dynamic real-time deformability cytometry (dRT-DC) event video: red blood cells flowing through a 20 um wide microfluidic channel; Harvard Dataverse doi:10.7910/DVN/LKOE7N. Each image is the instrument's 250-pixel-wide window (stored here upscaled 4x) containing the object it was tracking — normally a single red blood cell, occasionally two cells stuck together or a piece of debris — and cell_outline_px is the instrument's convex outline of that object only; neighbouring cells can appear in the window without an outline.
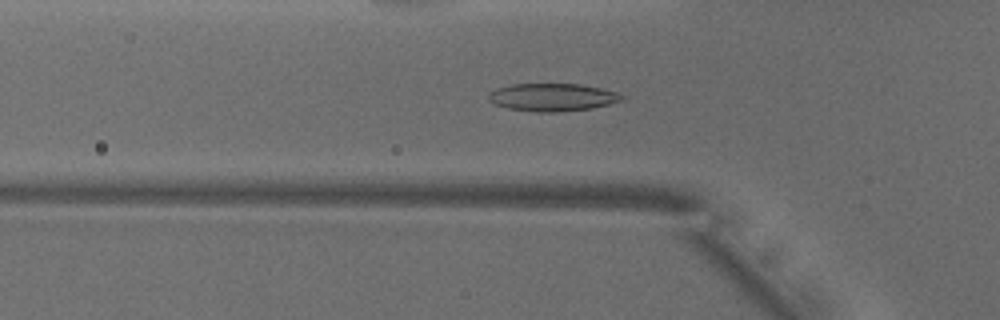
{"species": "common noctule bat (a hibernating species)", "species_latin": "Nyctalus noctula", "temperature_condition": "warm", "stored_images_in_passage": 39, "camera_frame_rate_fps": 3000, "um_per_image_px": 0.085, "animal": {"sex": "male", "body_mass_g": 18.8}, "frame": {"image": 1, "passage_image": 5, "time_ms": 1.333, "image_size_px": [1000, 320], "cell_outline_px": [[624, 100], [592, 108], [556, 112], [536, 112], [508, 108], [496, 104], [488, 100], [488, 96], [496, 88], [512, 84], [580, 84], [600, 88], [616, 92], [624, 96]], "centroid_in_image_um": [46.96, 8.26], "position_along_channel_um": 78.8, "area_um2": 21.39}}
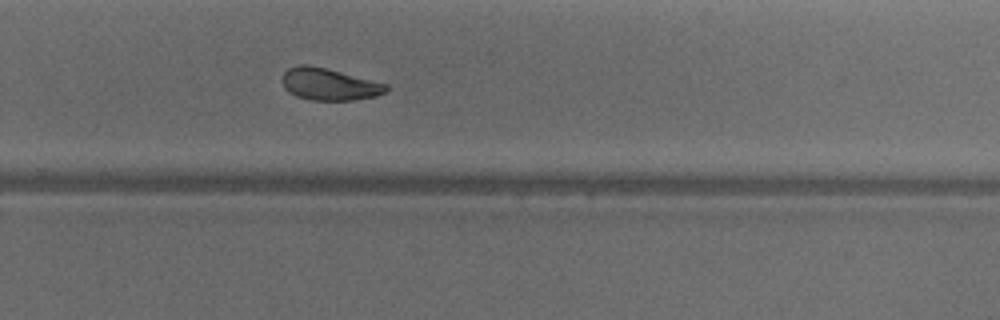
{"frame": {"image": 2, "passage_image": 22, "time_ms": 7.0, "image_size_px": [1000, 320], "cell_outline_px": [[388, 92], [376, 96], [352, 100], [312, 100], [296, 96], [288, 92], [284, 88], [280, 80], [280, 76], [288, 68], [300, 64], [308, 64], [388, 84]], "centroid_in_image_um": [27.94, 7.16], "position_along_channel_um": 301.9, "area_um2": 19.48}}
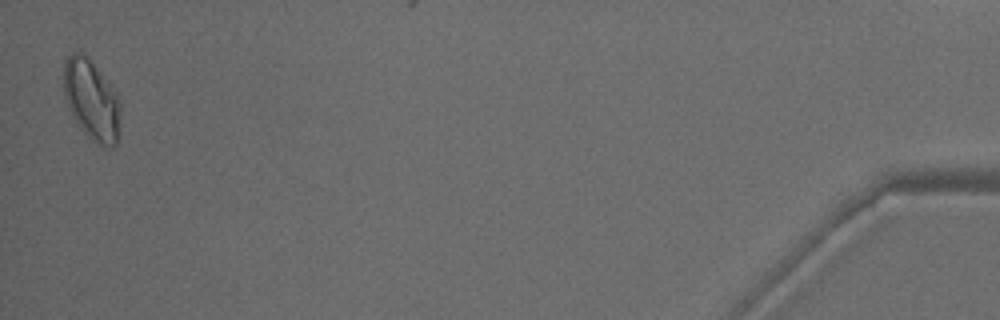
{"frame": {"image": 3, "passage_image": 39, "time_ms": 12.667, "image_size_px": [1000, 320], "cell_outline_px": [[120, 136], [116, 144], [112, 148], [104, 148], [92, 140], [84, 132], [72, 112], [68, 104], [64, 92], [64, 64], [68, 56], [72, 52], [80, 52], [92, 64], [112, 88], [120, 100]], "centroid_in_image_um": [7.82, 8.57], "position_along_channel_um": 427.4, "area_um2": 25.95}, "authors_computed_cell_mechanics": {"area_um2": 20.4612, "velocity_mm_per_s": 3.9187, "shape_relaxation_time_tau1_ms": 5.4979, "shape_relaxation_time_tau2_ms": 2.199, "deformation_change_tau1": 0.1442, "deformation_change_tau2": 0.0662}}